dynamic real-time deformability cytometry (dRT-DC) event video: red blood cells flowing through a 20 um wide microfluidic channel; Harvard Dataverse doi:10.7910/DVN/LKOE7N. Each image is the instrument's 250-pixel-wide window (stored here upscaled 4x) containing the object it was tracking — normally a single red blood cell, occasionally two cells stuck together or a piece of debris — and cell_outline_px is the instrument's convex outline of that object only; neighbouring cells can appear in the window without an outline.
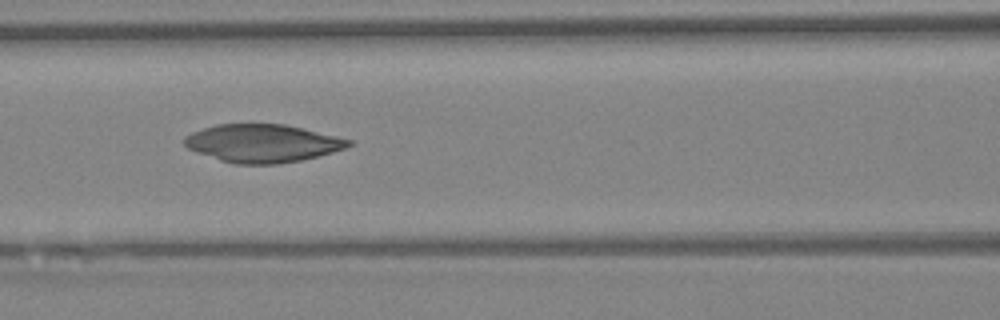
{"species": "Egyptian fruit bat (a non-hibernating species)", "species_latin": "Rousettus aegyptiacus", "temperature_condition": "warm", "stored_images_in_passage": 60, "camera_frame_rate_fps": 3000, "um_per_image_px": 0.085, "animal": {"sex": "female"}, "frame": {"image": 1, "passage_image": 26, "time_ms": 8.333, "image_size_px": [1000, 320], "cell_outline_px": [[352, 144], [348, 148], [300, 160], [276, 164], [236, 164], [220, 160], [196, 152], [188, 148], [184, 144], [184, 136], [192, 132], [216, 124], [284, 124], [336, 136], [352, 140]], "centroid_in_image_um": [22.3, 12.18], "position_along_channel_um": 144.3, "area_um2": 36.13}}
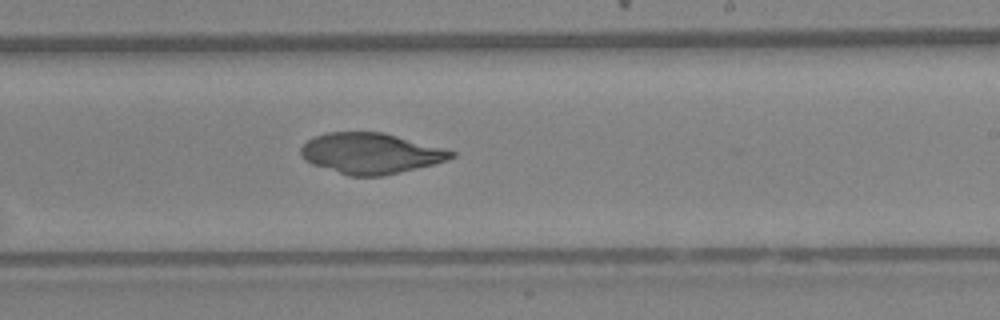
{"frame": {"image": 2, "passage_image": 36, "time_ms": 11.667, "image_size_px": [1000, 320], "cell_outline_px": [[456, 156], [448, 160], [384, 176], [348, 176], [312, 164], [304, 160], [300, 152], [300, 148], [312, 136], [328, 132], [380, 132], [396, 136], [456, 152]], "centroid_in_image_um": [31.45, 13.04], "position_along_channel_um": 257.5, "area_um2": 35.37}}
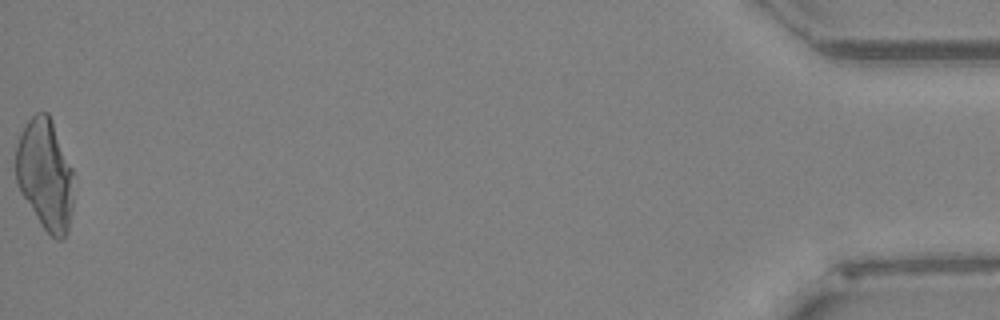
{"frame": {"image": 3, "passage_image": 60, "time_ms": 19.667, "image_size_px": [1000, 320], "cell_outline_px": [[76, 176], [72, 208], [68, 232], [64, 240], [56, 240], [40, 224], [20, 192], [16, 184], [16, 148], [24, 124], [36, 112], [48, 112], [52, 120]], "centroid_in_image_um": [3.87, 14.86], "position_along_channel_um": 431.3, "area_um2": 38.09}}